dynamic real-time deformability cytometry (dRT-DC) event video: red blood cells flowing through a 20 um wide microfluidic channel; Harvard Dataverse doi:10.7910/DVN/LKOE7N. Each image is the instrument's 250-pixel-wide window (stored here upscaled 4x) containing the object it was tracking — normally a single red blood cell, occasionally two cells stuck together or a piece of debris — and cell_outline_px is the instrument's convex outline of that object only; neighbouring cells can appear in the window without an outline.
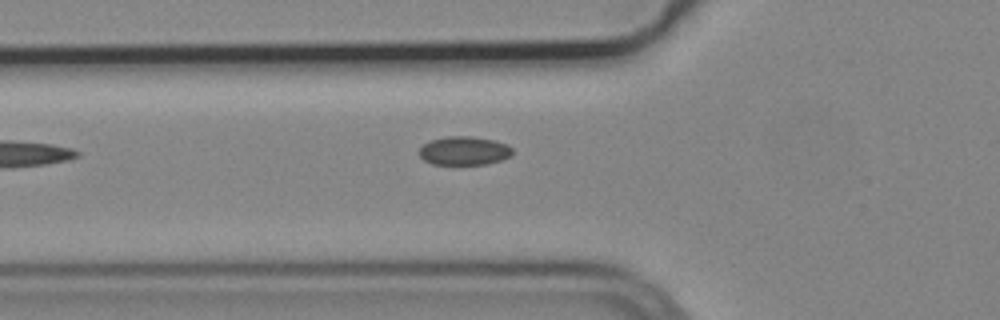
{"species": "common noctule bat (a hibernating species)", "species_latin": "Nyctalus noctula", "temperature_condition": "cold", "stored_images_in_passage": 2, "camera_frame_rate_fps": 3000, "um_per_image_px": 0.085, "animal": {"sex": "male", "body_mass_g": 19.2, "forearm_length_mm": 51.8}, "frame": {"image": 1, "passage_image": 2, "time_ms": 0.333, "image_size_px": [1000, 320], "cell_outline_px": [[512, 156], [488, 164], [432, 164], [424, 160], [420, 156], [420, 148], [424, 144], [432, 140], [448, 136], [472, 136], [492, 140], [508, 144], [512, 148]], "centroid_in_image_um": [39.48, 12.82], "position_along_channel_um": 86.3, "area_um2": 15.49}}